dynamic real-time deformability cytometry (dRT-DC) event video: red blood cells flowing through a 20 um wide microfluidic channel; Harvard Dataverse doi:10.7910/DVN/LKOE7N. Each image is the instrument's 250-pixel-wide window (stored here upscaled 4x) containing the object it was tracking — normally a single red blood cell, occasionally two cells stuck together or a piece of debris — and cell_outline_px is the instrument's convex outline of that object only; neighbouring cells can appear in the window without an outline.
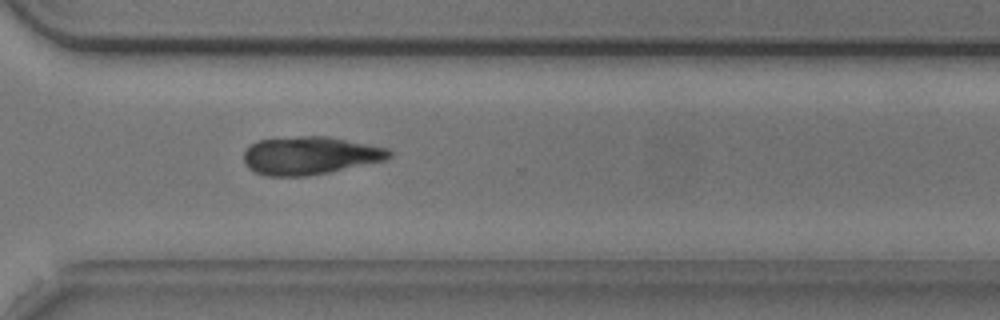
{"species": "common noctule bat (a hibernating species)", "species_latin": "Nyctalus noctula", "temperature_condition": "cold", "stored_images_in_passage": 54, "camera_frame_rate_fps": 3000, "um_per_image_px": 0.085, "animal": {"sex": "male", "body_mass_g": 20.5, "forearm_length_mm": 52.5}, "frame": {"image": 1, "passage_image": 39, "time_ms": 12.667, "image_size_px": [1000, 320], "cell_outline_px": [[392, 156], [388, 160], [308, 176], [268, 176], [256, 172], [248, 168], [244, 164], [244, 148], [256, 140], [300, 136], [328, 136], [388, 148], [392, 152]], "centroid_in_image_um": [26.34, 13.21], "position_along_channel_um": 344.3, "area_um2": 32.48}}
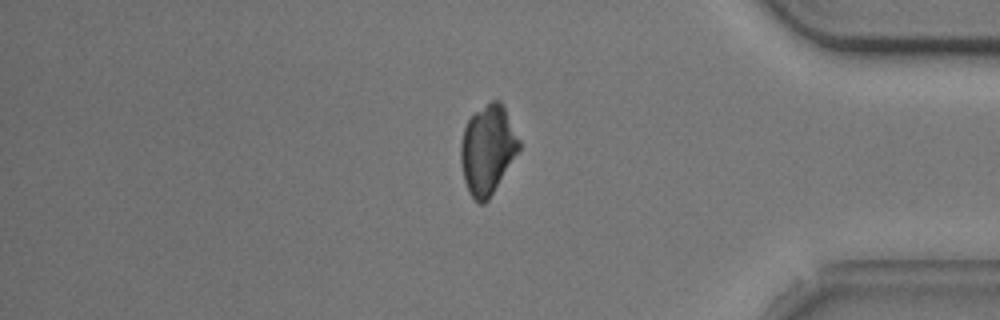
{"frame": {"image": 2, "passage_image": 45, "time_ms": 14.667, "image_size_px": [1000, 320], "cell_outline_px": [[520, 148], [488, 200], [484, 204], [480, 204], [468, 192], [464, 180], [460, 160], [460, 144], [464, 128], [468, 120], [476, 112], [492, 100], [500, 100], [504, 104], [520, 140]], "centroid_in_image_um": [41.45, 12.7], "position_along_channel_um": 393.8, "area_um2": 30.11}}
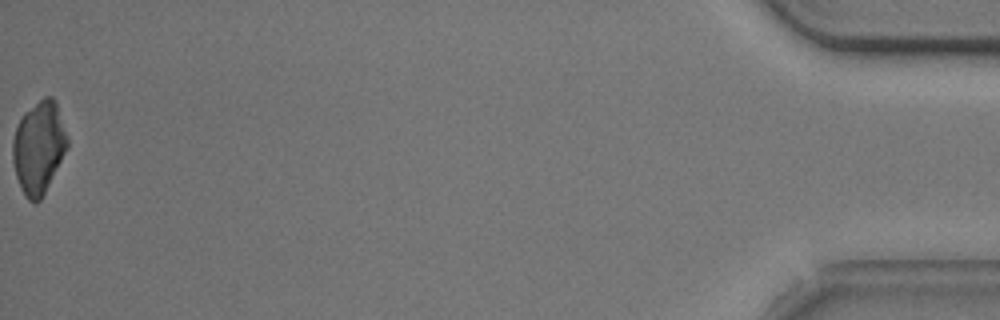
{"frame": {"image": 3, "passage_image": 54, "time_ms": 17.667, "image_size_px": [1000, 320], "cell_outline_px": [[68, 148], [40, 200], [36, 204], [28, 200], [24, 196], [20, 188], [16, 176], [12, 160], [12, 140], [16, 128], [24, 112], [44, 96], [52, 96], [56, 100], [68, 140]], "centroid_in_image_um": [3.28, 12.53], "position_along_channel_um": 431.9, "area_um2": 29.48}}